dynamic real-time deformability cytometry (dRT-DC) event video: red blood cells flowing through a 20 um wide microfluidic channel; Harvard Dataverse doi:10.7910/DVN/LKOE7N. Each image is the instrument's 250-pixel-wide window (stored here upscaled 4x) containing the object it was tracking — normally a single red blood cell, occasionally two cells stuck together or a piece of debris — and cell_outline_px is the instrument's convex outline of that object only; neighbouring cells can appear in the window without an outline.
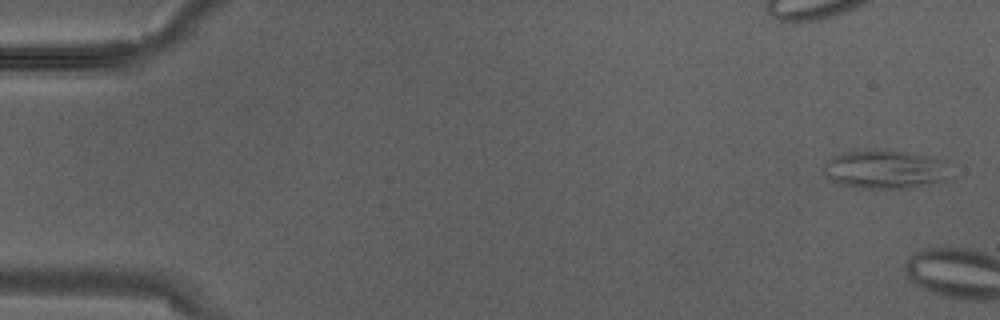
{"species": "Egyptian fruit bat (a non-hibernating species)", "species_latin": "Rousettus aegyptiacus", "temperature_condition": "warm", "stored_images_in_passage": 4, "camera_frame_rate_fps": 3000, "um_per_image_px": 0.085, "animal": {"sex": "male"}, "frame": {"image": 1, "passage_image": 1, "time_ms": 0.0, "image_size_px": [1000, 320], "cell_outline_px": [[944, 180], [904, 188], [860, 188], [840, 184], [824, 176], [824, 164], [832, 156], [844, 152], [904, 152], [928, 156], [936, 160]], "centroid_in_image_um": [74.99, 14.43], "position_along_channel_um": 10.0, "area_um2": 26.47}}